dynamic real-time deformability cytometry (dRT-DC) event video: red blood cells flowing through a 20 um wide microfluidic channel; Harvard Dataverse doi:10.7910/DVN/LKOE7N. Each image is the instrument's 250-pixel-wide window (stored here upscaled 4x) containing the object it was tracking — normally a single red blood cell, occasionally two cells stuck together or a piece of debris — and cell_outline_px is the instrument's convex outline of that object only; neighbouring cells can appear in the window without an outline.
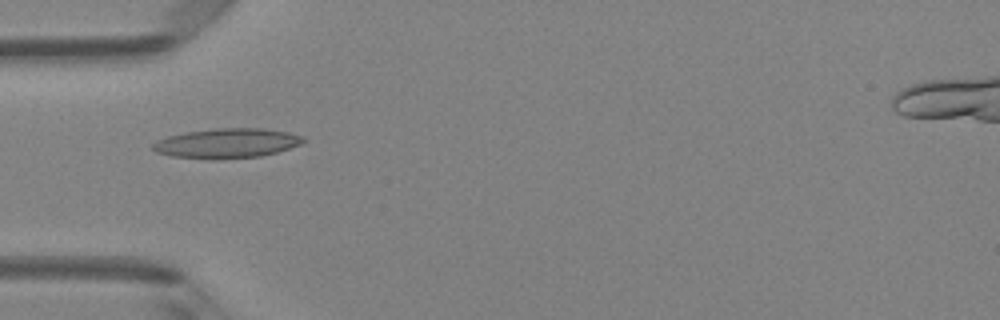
{"species": "Egyptian fruit bat (a non-hibernating species)", "species_latin": "Rousettus aegyptiacus", "temperature_condition": "room temperature", "stored_images_in_passage": 5, "camera_frame_rate_fps": 3000, "um_per_image_px": 0.085, "animal": {"sex": "female"}, "frame": {"image": 1, "passage_image": 4, "time_ms": 4.333, "image_size_px": [1000, 320], "cell_outline_px": [[304, 140], [300, 144], [276, 152], [260, 156], [172, 156], [156, 152], [152, 148], [152, 144], [156, 140], [168, 136], [188, 132], [216, 128], [264, 128], [288, 132], [304, 136]], "centroid_in_image_um": [19.31, 12.12], "position_along_channel_um": 65.7, "area_um2": 24.74}}
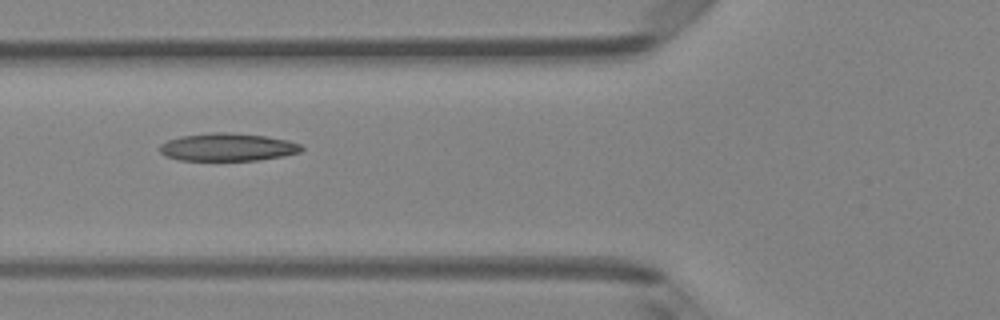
{"frame": {"image": 2, "passage_image": 5, "time_ms": 5.333, "image_size_px": [1000, 320], "cell_outline_px": [[304, 148], [300, 152], [284, 156], [260, 160], [180, 160], [168, 156], [160, 152], [160, 144], [168, 140], [180, 136], [212, 132], [224, 132], [264, 136], [288, 140], [300, 144]], "centroid_in_image_um": [19.37, 12.5], "position_along_channel_um": 106.4, "area_um2": 22.83}}